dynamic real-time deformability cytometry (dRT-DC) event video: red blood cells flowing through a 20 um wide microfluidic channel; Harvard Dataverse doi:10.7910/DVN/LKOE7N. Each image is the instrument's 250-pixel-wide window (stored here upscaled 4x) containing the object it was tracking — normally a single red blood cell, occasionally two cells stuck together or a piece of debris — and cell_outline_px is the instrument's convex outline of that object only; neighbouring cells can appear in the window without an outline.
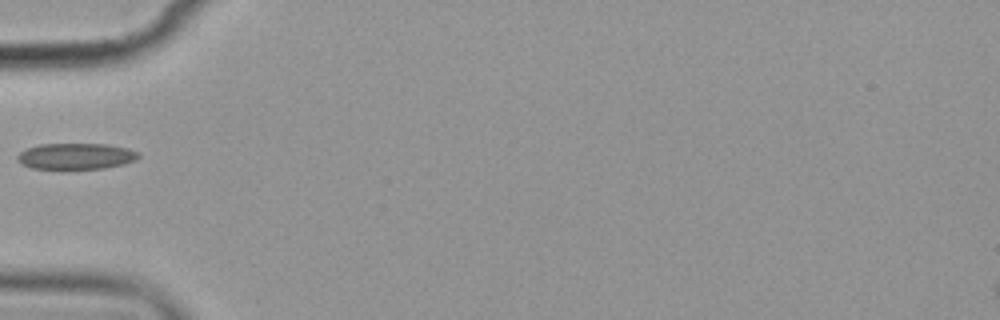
{"species": "common noctule bat (a hibernating species)", "species_latin": "Nyctalus noctula", "temperature_condition": "cold", "stored_images_in_passage": 4, "camera_frame_rate_fps": 3000, "um_per_image_px": 0.085, "animal": {"sex": "female", "body_mass_g": 19.9}, "frame": {"image": 1, "passage_image": 1, "time_ms": 0.0, "image_size_px": [1000, 320], "cell_outline_px": [[140, 156], [136, 160], [124, 164], [104, 168], [32, 168], [16, 160], [16, 156], [20, 152], [28, 148], [40, 144], [108, 144], [128, 148], [140, 152]], "centroid_in_image_um": [6.5, 13.26], "position_along_channel_um": 78.5, "area_um2": 18.32}}
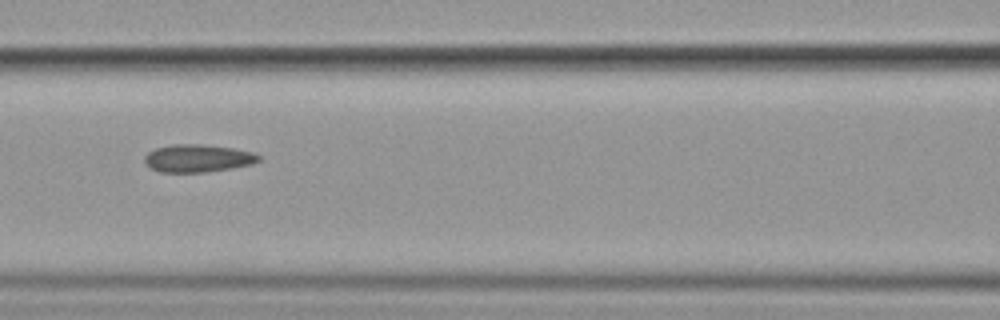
{"frame": {"image": 2, "passage_image": 3, "time_ms": 2.0, "image_size_px": [1000, 320], "cell_outline_px": [[260, 160], [252, 164], [204, 172], [160, 172], [152, 168], [144, 160], [144, 156], [148, 152], [156, 148], [172, 144], [200, 144], [232, 148], [252, 152], [260, 156]], "centroid_in_image_um": [16.79, 13.44], "position_along_channel_um": 149.8, "area_um2": 18.15}}
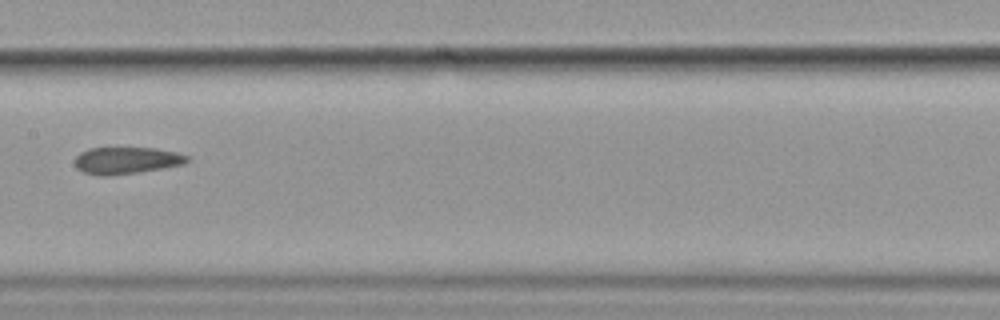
{"frame": {"image": 3, "passage_image": 4, "time_ms": 3.333, "image_size_px": [1000, 320], "cell_outline_px": [[188, 160], [184, 164], [164, 168], [140, 172], [108, 176], [100, 176], [84, 172], [76, 168], [76, 156], [80, 152], [88, 148], [156, 148], [176, 152], [188, 156]], "centroid_in_image_um": [10.75, 13.64], "position_along_channel_um": 196.7, "area_um2": 17.63}}